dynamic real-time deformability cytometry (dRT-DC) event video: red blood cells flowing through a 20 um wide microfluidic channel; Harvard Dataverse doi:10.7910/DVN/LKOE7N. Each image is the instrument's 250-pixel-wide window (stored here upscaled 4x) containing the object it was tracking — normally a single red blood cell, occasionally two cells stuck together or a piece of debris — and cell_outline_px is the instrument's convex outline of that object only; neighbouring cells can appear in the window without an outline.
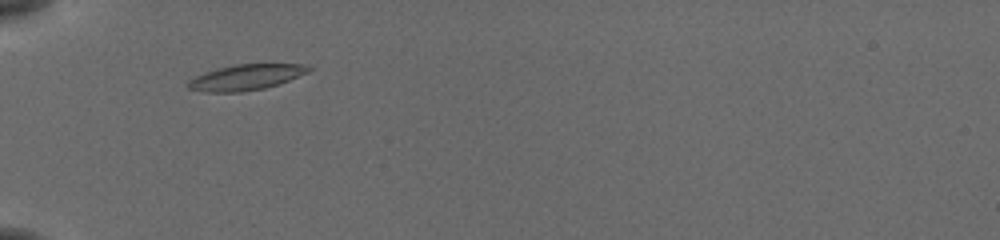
{"species": "common noctule bat (a hibernating species)", "species_latin": "Nyctalus noctula", "temperature_condition": "cold", "stored_images_in_passage": 25, "camera_frame_rate_fps": 3000, "um_per_image_px": 0.085, "animal": {"sex": "female", "body_mass_g": 19.5, "forearm_length_mm": 54.1}, "frame": {"image": 1, "passage_image": 1, "time_ms": 0.0, "image_size_px": [1000, 240], "cell_outline_px": [[312, 68], [308, 72], [288, 80], [264, 88], [240, 92], [208, 92], [188, 88], [184, 84], [188, 80], [204, 72], [216, 68], [236, 64], [272, 60], [308, 64]], "centroid_in_image_um": [20.99, 6.49], "position_along_channel_um": 64.0, "area_um2": 19.02}}
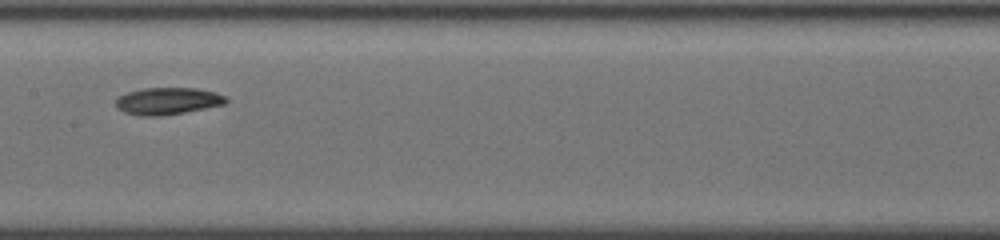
{"frame": {"image": 2, "passage_image": 11, "time_ms": 3.333, "image_size_px": [1000, 240], "cell_outline_px": [[228, 100], [224, 104], [184, 112], [160, 116], [140, 116], [124, 112], [116, 108], [116, 100], [120, 96], [128, 92], [144, 88], [196, 88], [216, 92], [228, 96]], "centroid_in_image_um": [14.26, 8.58], "position_along_channel_um": 193.1, "area_um2": 17.34}}
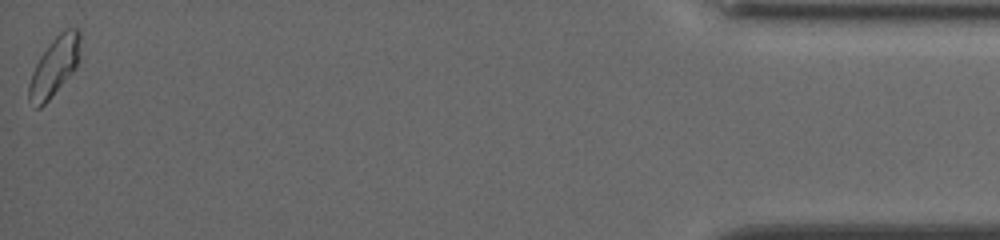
{"frame": {"image": 3, "passage_image": 25, "time_ms": 8.0, "image_size_px": [1000, 240], "cell_outline_px": [[80, 56], [76, 68], [48, 100], [40, 108], [36, 108], [28, 100], [28, 84], [32, 72], [40, 56], [48, 44], [64, 28], [80, 28]], "centroid_in_image_um": [4.63, 5.63], "position_along_channel_um": 430.6, "area_um2": 17.69}}